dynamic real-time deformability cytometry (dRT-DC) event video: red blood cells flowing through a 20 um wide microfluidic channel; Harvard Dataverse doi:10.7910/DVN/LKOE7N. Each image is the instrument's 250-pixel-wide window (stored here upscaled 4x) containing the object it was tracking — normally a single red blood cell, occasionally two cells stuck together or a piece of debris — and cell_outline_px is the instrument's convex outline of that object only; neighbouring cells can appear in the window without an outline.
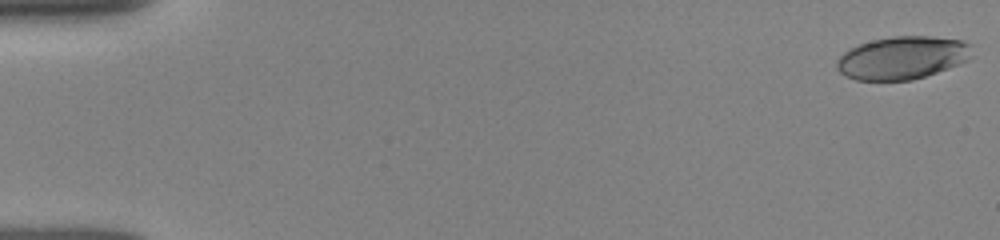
{"species": "human", "species_latin": "Homo sapiens", "temperature_condition": "room temperature", "stored_images_in_passage": 52, "camera_frame_rate_fps": 3000, "um_per_image_px": 0.085, "donor": {"sex": "female"}, "frame": {"image": 1, "passage_image": 1, "time_ms": 0.0, "image_size_px": [1000, 240], "cell_outline_px": [[976, 56], [968, 60], [948, 68], [912, 80], [856, 80], [840, 72], [836, 68], [836, 60], [844, 52], [860, 44], [872, 40], [892, 36], [932, 36], [960, 40], [972, 44]], "centroid_in_image_um": [76.76, 4.9], "position_along_channel_um": 8.2, "area_um2": 33.93}}
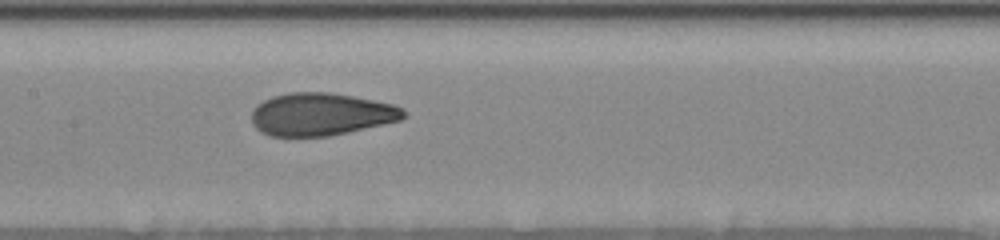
{"frame": {"image": 2, "passage_image": 26, "time_ms": 8.333, "image_size_px": [1000, 240], "cell_outline_px": [[408, 116], [400, 120], [384, 124], [348, 132], [328, 136], [268, 136], [260, 132], [252, 124], [252, 108], [256, 104], [272, 96], [288, 92], [328, 92], [352, 96], [392, 104], [404, 108]], "centroid_in_image_um": [27.26, 9.71], "position_along_channel_um": 180.1, "area_um2": 37.97}}
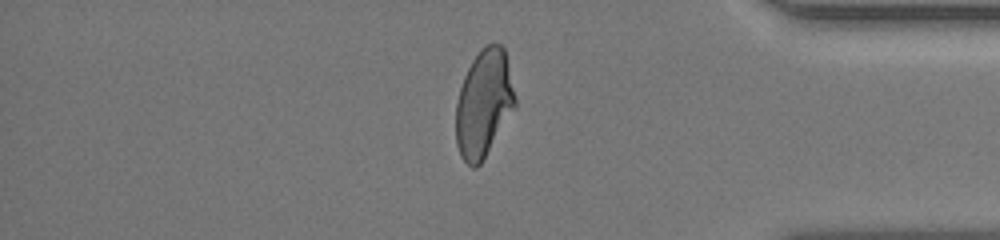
{"frame": {"image": 3, "passage_image": 44, "time_ms": 14.333, "image_size_px": [1000, 240], "cell_outline_px": [[516, 108], [480, 164], [476, 168], [472, 168], [460, 156], [456, 144], [456, 104], [460, 88], [464, 76], [472, 60], [480, 48], [484, 44], [500, 44], [504, 48], [508, 64], [516, 100]], "centroid_in_image_um": [41.12, 8.8], "position_along_channel_um": 394.1, "area_um2": 37.11}, "authors_computed_cell_mechanics": {"area_um2": 37.6856, "velocity_mm_per_s": 3.9175, "shape_relaxation_time_tau1_ms": 5.5725, "shape_relaxation_time_tau2_ms": 1.1296, "deformation_change_tau1": 0.1883, "deformation_change_tau2": 0.0761}}